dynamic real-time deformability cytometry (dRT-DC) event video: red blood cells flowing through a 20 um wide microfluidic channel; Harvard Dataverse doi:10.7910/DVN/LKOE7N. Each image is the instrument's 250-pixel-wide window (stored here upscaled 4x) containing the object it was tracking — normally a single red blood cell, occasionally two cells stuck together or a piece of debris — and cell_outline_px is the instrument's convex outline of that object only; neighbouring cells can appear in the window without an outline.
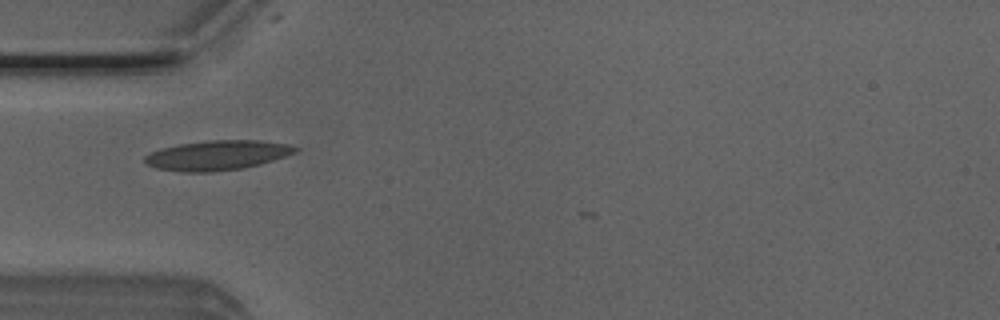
{"species": "Egyptian fruit bat (a non-hibernating species)", "species_latin": "Rousettus aegyptiacus", "temperature_condition": "room temperature", "stored_images_in_passage": 4, "camera_frame_rate_fps": 3000, "um_per_image_px": 0.085, "animal": {"sex": "male"}, "frame": {"image": 1, "passage_image": 1, "time_ms": 0.0, "image_size_px": [1000, 320], "cell_outline_px": [[300, 148], [296, 152], [260, 164], [244, 168], [212, 172], [184, 172], [156, 168], [148, 164], [144, 160], [144, 156], [160, 148], [180, 144], [208, 140], [260, 140], [292, 144]], "centroid_in_image_um": [18.5, 13.19], "position_along_channel_um": 66.5, "area_um2": 26.13}}